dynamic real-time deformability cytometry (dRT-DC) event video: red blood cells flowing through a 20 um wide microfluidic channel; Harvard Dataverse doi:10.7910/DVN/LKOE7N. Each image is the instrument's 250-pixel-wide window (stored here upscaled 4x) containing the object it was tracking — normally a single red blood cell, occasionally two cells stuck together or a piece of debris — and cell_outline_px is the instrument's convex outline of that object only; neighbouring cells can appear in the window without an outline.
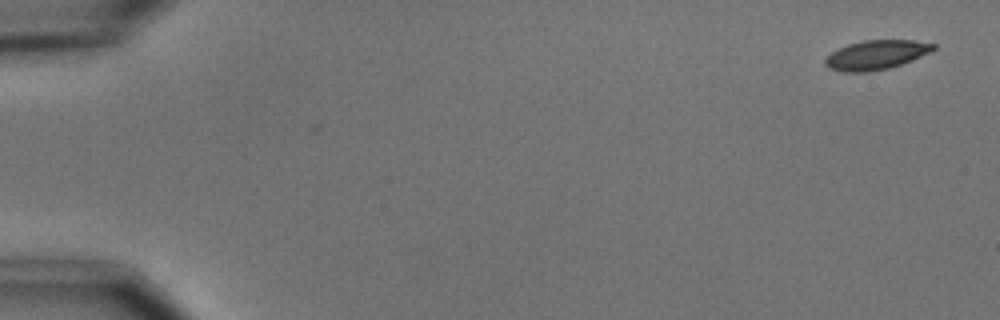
{"species": "common noctule bat (a hibernating species)", "species_latin": "Nyctalus noctula", "temperature_condition": "cold", "stored_images_in_passage": 6, "camera_frame_rate_fps": 3000, "um_per_image_px": 0.085, "animal": {"sex": "male", "body_mass_g": 15.6}, "frame": {"image": 1, "passage_image": 1, "time_ms": 0.0, "image_size_px": [1000, 320], "cell_outline_px": [[936, 48], [912, 60], [888, 68], [868, 72], [844, 72], [828, 68], [824, 64], [824, 60], [832, 52], [848, 44], [864, 40], [912, 40], [936, 44]], "centroid_in_image_um": [74.45, 4.67], "position_along_channel_um": 10.6, "area_um2": 18.26}}